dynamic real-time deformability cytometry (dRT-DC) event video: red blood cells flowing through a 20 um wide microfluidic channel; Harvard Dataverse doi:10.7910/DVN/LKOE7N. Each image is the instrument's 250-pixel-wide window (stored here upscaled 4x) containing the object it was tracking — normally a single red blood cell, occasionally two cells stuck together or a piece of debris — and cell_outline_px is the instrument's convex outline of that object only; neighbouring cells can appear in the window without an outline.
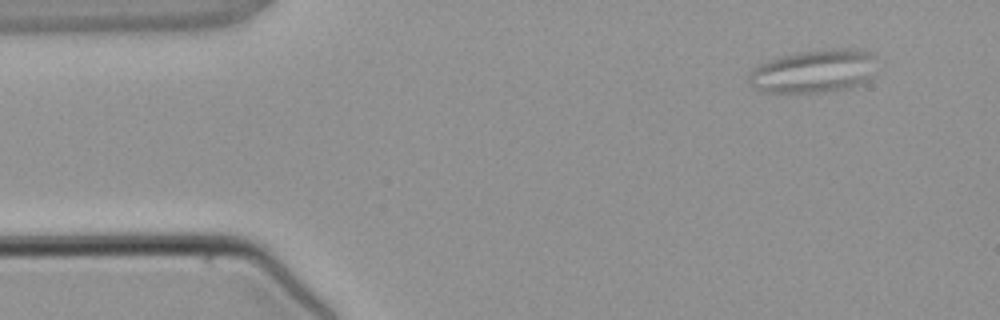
{"species": "common noctule bat (a hibernating species)", "species_latin": "Nyctalus noctula", "temperature_condition": "warm", "stored_images_in_passage": 4, "camera_frame_rate_fps": 3000, "um_per_image_px": 0.085, "animal": {"sex": "male", "body_mass_g": 21.5, "forearm_length_mm": 52.0}, "frame": {"image": 1, "passage_image": 2, "time_ms": 1.0, "image_size_px": [1000, 320], "cell_outline_px": [[876, 56], [872, 76], [864, 84], [852, 88], [824, 92], [764, 92], [756, 88], [748, 80], [748, 76], [760, 64], [768, 60], [780, 56], [800, 52], [828, 48], [848, 48], [868, 52]], "centroid_in_image_um": [69.23, 6.05], "position_along_channel_um": 15.8, "area_um2": 32.25}}